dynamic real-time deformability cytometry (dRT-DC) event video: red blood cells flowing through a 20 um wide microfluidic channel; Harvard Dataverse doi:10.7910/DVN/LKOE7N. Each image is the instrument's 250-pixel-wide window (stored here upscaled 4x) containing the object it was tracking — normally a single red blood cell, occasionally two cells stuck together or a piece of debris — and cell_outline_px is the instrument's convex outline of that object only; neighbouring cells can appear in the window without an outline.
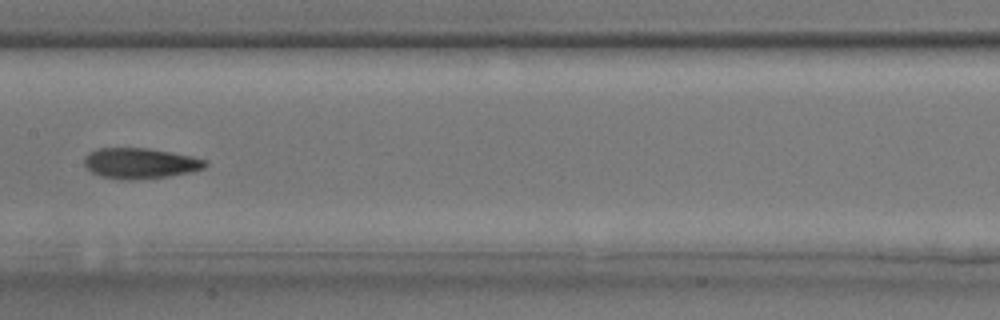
{"species": "common noctule bat (a hibernating species)", "species_latin": "Nyctalus noctula", "temperature_condition": "room temperature", "stored_images_in_passage": 30, "camera_frame_rate_fps": 3000, "um_per_image_px": 0.085, "animal": {"sex": "male", "body_mass_g": 17.9, "forearm_length_mm": 54.2}, "frame": {"image": 1, "passage_image": 13, "time_ms": 4.0, "image_size_px": [1000, 320], "cell_outline_px": [[208, 164], [204, 168], [192, 172], [168, 176], [132, 180], [120, 180], [100, 176], [92, 172], [84, 164], [84, 156], [88, 152], [100, 148], [148, 148], [192, 156], [208, 160]], "centroid_in_image_um": [11.92, 13.88], "position_along_channel_um": 195.5, "area_um2": 21.73}}
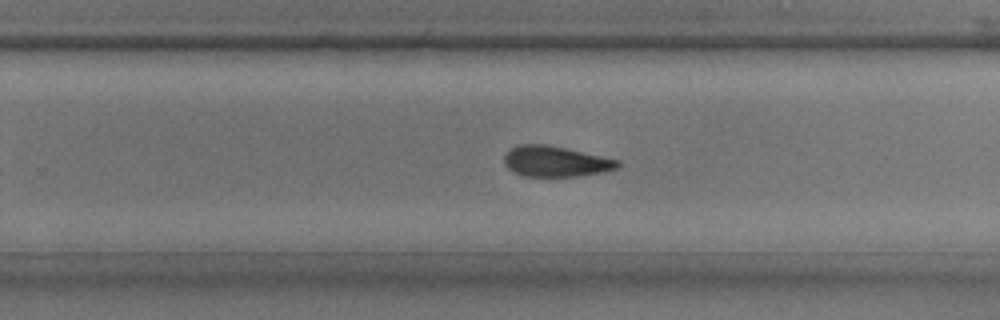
{"frame": {"image": 2, "passage_image": 18, "time_ms": 5.667, "image_size_px": [1000, 320], "cell_outline_px": [[620, 164], [616, 168], [604, 172], [576, 176], [524, 176], [512, 172], [504, 164], [504, 156], [516, 144], [544, 144], [564, 148], [620, 160]], "centroid_in_image_um": [47.19, 13.72], "position_along_channel_um": 282.6, "area_um2": 20.11}}